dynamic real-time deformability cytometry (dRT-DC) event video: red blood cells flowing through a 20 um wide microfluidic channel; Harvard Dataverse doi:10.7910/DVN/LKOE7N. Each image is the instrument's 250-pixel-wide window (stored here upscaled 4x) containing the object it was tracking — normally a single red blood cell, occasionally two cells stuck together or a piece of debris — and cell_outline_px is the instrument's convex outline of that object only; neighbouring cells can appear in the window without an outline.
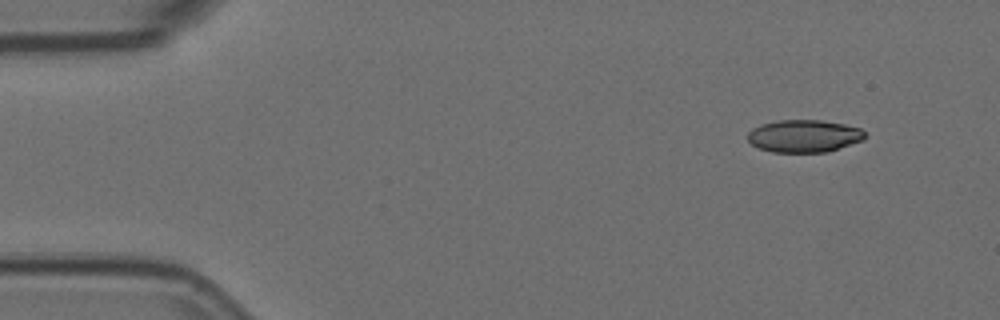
{"species": "Egyptian fruit bat (a non-hibernating species)", "species_latin": "Rousettus aegyptiacus", "temperature_condition": "room temperature", "stored_images_in_passage": 4, "camera_frame_rate_fps": 3000, "um_per_image_px": 0.085, "animal": {"sex": "female"}, "frame": {"image": 1, "passage_image": 1, "time_ms": 0.0, "image_size_px": [1000, 320], "cell_outline_px": [[868, 136], [864, 140], [828, 152], [772, 152], [760, 148], [752, 144], [748, 140], [748, 132], [752, 128], [760, 124], [776, 120], [820, 120], [844, 124], [860, 128]], "centroid_in_image_um": [68.36, 11.56], "position_along_channel_um": 16.6, "area_um2": 22.37}}